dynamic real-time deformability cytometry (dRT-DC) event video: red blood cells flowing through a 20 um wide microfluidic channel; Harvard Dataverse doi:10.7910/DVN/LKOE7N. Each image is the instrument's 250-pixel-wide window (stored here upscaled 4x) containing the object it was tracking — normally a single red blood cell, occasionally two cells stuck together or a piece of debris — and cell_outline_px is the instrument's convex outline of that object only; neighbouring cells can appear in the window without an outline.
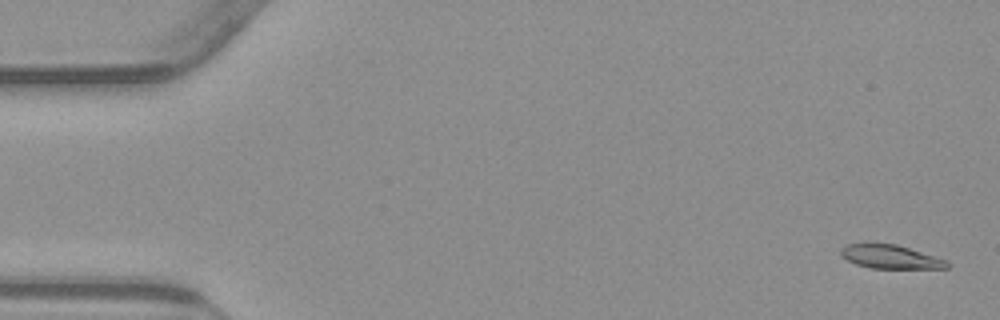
{"species": "common noctule bat (a hibernating species)", "species_latin": "Nyctalus noctula", "temperature_condition": "warm", "stored_images_in_passage": 10, "camera_frame_rate_fps": 3000, "um_per_image_px": 0.085, "animal": {"sex": "male", "body_mass_g": 23.1, "forearm_length_mm": 52.7}, "frame": {"image": 1, "passage_image": 2, "time_ms": 0.333, "image_size_px": [1000, 320], "cell_outline_px": [[952, 264], [948, 268], [868, 268], [856, 264], [840, 256], [840, 248], [844, 244], [896, 244], [948, 260]], "centroid_in_image_um": [75.69, 21.83], "position_along_channel_um": 9.3, "area_um2": 14.68}}